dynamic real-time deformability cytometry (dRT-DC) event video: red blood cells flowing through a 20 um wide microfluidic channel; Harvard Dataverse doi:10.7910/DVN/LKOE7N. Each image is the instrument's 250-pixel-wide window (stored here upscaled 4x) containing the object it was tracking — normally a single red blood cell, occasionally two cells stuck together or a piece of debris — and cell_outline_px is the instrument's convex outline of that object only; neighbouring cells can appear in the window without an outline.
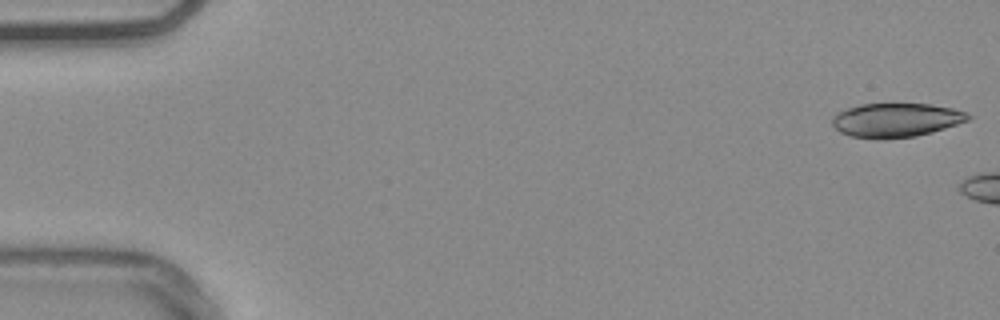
{"species": "common noctule bat (a hibernating species)", "species_latin": "Nyctalus noctula", "temperature_condition": "warm", "stored_images_in_passage": 5, "camera_frame_rate_fps": 3000, "um_per_image_px": 0.085, "animal": {"sex": "male", "body_mass_g": 20.4}, "frame": {"image": 1, "passage_image": 1, "time_ms": 0.0, "image_size_px": [1000, 320], "cell_outline_px": [[972, 116], [968, 120], [932, 132], [916, 136], [884, 140], [876, 140], [848, 136], [840, 132], [832, 124], [832, 116], [836, 112], [860, 104], [928, 104], [952, 108], [968, 112]], "centroid_in_image_um": [76.12, 10.22], "position_along_channel_um": 8.9, "area_um2": 27.22}}